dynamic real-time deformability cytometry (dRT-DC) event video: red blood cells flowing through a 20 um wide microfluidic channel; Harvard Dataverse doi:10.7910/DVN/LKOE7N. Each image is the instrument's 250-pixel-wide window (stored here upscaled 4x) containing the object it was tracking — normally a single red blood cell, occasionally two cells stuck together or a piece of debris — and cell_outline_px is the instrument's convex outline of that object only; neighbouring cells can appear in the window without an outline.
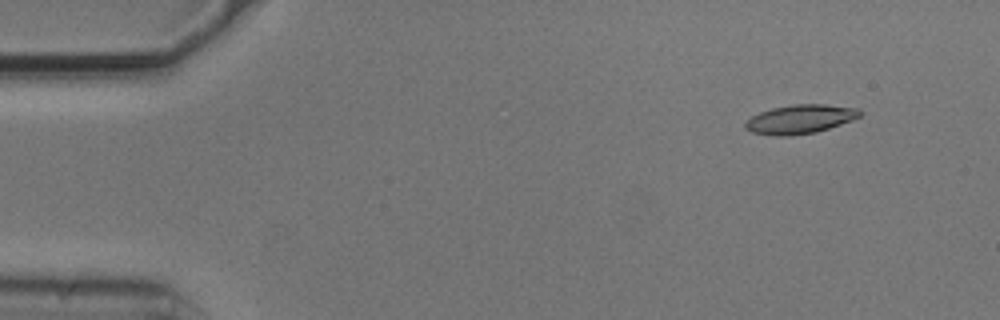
{"species": "common noctule bat (a hibernating species)", "species_latin": "Nyctalus noctula", "temperature_condition": "cold", "stored_images_in_passage": 4, "camera_frame_rate_fps": 3000, "um_per_image_px": 0.085, "animal": {"sex": "male", "body_mass_g": 20.5, "forearm_length_mm": 52.5}, "frame": {"image": 1, "passage_image": 2, "time_ms": 0.333, "image_size_px": [1000, 320], "cell_outline_px": [[860, 116], [852, 120], [816, 132], [788, 136], [776, 136], [752, 132], [744, 128], [744, 124], [752, 116], [760, 112], [772, 108], [792, 104], [824, 104], [860, 108]], "centroid_in_image_um": [68.0, 10.12], "position_along_channel_um": 17.0, "area_um2": 19.25}}
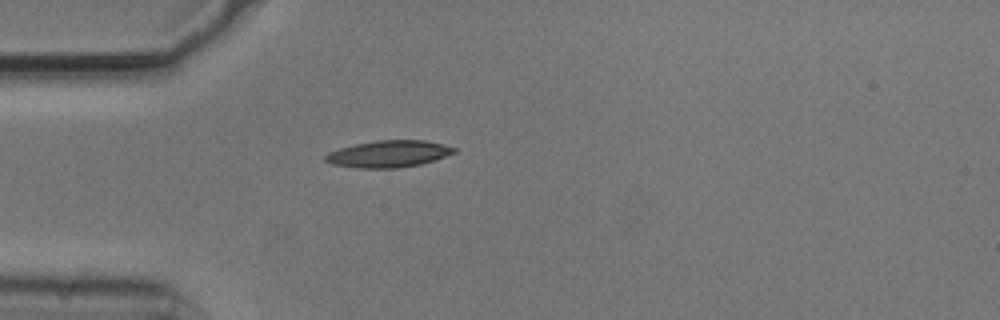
{"frame": {"image": 2, "passage_image": 4, "time_ms": 1.0, "image_size_px": [1000, 320], "cell_outline_px": [[456, 152], [420, 164], [400, 168], [360, 168], [332, 164], [324, 160], [324, 156], [328, 152], [340, 148], [356, 144], [376, 140], [424, 140], [456, 148]], "centroid_in_image_um": [32.99, 13.08], "position_along_channel_um": 52.0, "area_um2": 19.88}}